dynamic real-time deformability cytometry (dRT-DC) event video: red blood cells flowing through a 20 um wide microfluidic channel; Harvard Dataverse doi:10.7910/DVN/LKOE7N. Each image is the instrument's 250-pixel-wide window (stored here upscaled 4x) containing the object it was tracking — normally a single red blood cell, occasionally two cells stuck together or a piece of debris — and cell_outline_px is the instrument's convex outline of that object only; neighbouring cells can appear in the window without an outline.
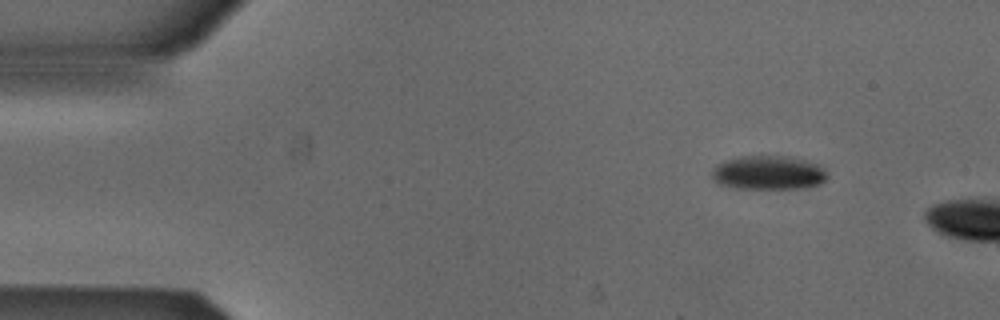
{"species": "Egyptian fruit bat (a non-hibernating species)", "species_latin": "Rousettus aegyptiacus", "temperature_condition": "cold", "stored_images_in_passage": 9, "camera_frame_rate_fps": 3000, "um_per_image_px": 0.085, "animal": {"sex": "male"}, "frame": {"image": 1, "passage_image": 1, "time_ms": 0.0, "image_size_px": [1000, 320], "cell_outline_px": [[828, 176], [820, 184], [796, 188], [736, 188], [720, 184], [712, 180], [712, 172], [716, 164], [724, 160], [740, 156], [792, 156], [820, 164]], "centroid_in_image_um": [65.3, 14.66], "position_along_channel_um": 19.7, "area_um2": 22.89}}